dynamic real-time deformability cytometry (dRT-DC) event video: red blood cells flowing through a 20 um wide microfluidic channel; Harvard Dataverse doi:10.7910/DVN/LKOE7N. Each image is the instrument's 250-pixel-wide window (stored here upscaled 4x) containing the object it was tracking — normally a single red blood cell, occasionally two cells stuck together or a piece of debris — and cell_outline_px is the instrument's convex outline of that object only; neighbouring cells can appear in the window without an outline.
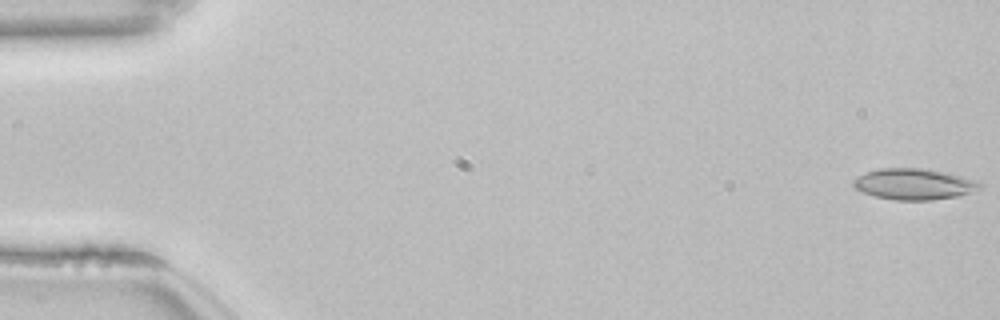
{"species": "common noctule bat (a hibernating species)", "species_latin": "Nyctalus noctula", "temperature_condition": "room temperature", "stored_images_in_passage": 54, "camera_frame_rate_fps": 3000, "um_per_image_px": 0.085, "animal": {"sex": "female", "body_mass_g": 22.7, "forearm_length_mm": 54.2}, "frame": {"image": 1, "passage_image": 1, "time_ms": 0.0, "image_size_px": [1000, 320], "cell_outline_px": [[984, 188], [956, 196], [932, 200], [896, 200], [876, 196], [864, 192], [856, 188], [852, 184], [852, 180], [868, 172], [880, 168], [920, 168], [948, 172], [984, 184]], "centroid_in_image_um": [77.72, 15.65], "position_along_channel_um": 7.3, "area_um2": 22.66}}
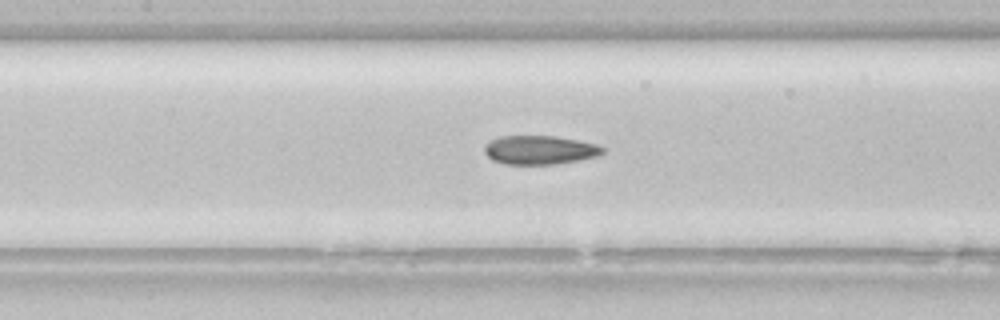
{"frame": {"image": 2, "passage_image": 25, "time_ms": 8.0, "image_size_px": [1000, 320], "cell_outline_px": [[608, 148], [600, 156], [556, 164], [504, 164], [492, 160], [484, 152], [484, 144], [500, 136], [556, 136], [596, 144]], "centroid_in_image_um": [45.9, 12.75], "position_along_channel_um": 161.5, "area_um2": 20.0}}
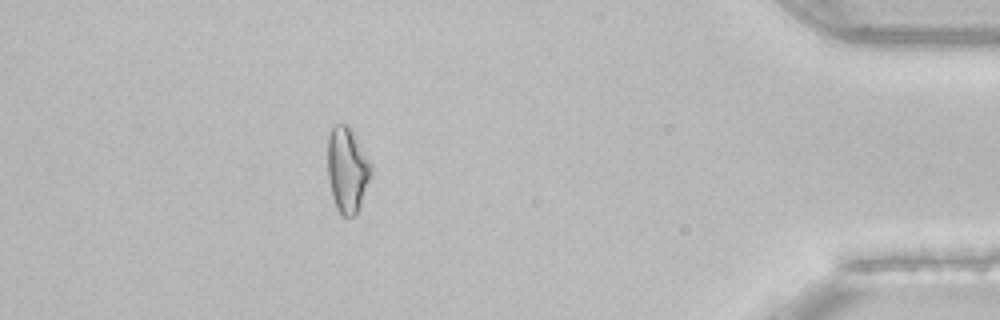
{"frame": {"image": 3, "passage_image": 48, "time_ms": 15.667, "image_size_px": [1000, 320], "cell_outline_px": [[372, 172], [360, 204], [356, 212], [352, 216], [340, 216], [336, 208], [332, 196], [328, 180], [328, 136], [332, 128], [336, 124], [348, 124], [352, 128], [372, 164]], "centroid_in_image_um": [29.51, 14.39], "position_along_channel_um": 405.7, "area_um2": 21.68}, "authors_computed_cell_mechanics": {"area_um2": 21.097, "velocity_mm_per_s": 3.8538, "shape_relaxation_time_tau1_ms": null, "shape_relaxation_time_tau2_ms": 4.359, "deformation_change_tau1": null, "deformation_change_tau2": 0.098}}